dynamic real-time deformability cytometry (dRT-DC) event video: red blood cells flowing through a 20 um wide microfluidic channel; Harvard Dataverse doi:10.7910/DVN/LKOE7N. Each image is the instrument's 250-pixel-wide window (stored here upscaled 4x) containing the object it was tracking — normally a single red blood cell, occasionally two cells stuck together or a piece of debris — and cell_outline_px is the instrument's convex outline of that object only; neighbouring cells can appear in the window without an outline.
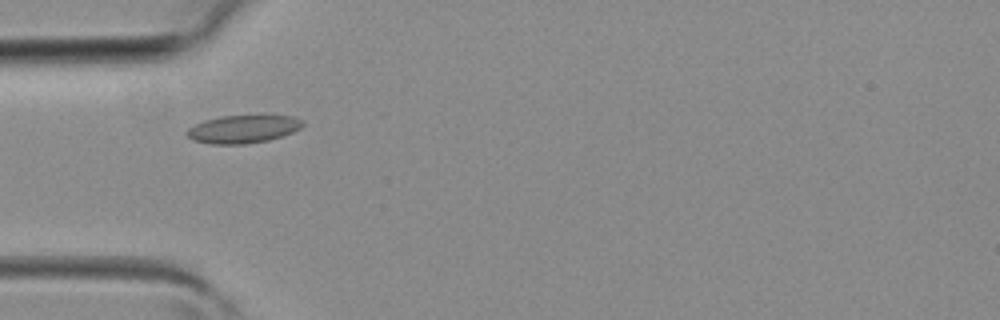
{"species": "common noctule bat (a hibernating species)", "species_latin": "Nyctalus noctula", "temperature_condition": "room temperature", "stored_images_in_passage": 3, "camera_frame_rate_fps": 3000, "um_per_image_px": 0.085, "animal": {"sex": "female", "body_mass_g": 19.3, "forearm_length_mm": 54.1}, "frame": {"image": 1, "passage_image": 3, "time_ms": 0.667, "image_size_px": [1000, 320], "cell_outline_px": [[304, 124], [300, 128], [292, 132], [268, 140], [244, 144], [212, 144], [196, 140], [188, 136], [184, 132], [188, 128], [204, 120], [220, 116], [296, 116], [304, 120]], "centroid_in_image_um": [20.67, 10.96], "position_along_channel_um": 64.3, "area_um2": 18.67}}